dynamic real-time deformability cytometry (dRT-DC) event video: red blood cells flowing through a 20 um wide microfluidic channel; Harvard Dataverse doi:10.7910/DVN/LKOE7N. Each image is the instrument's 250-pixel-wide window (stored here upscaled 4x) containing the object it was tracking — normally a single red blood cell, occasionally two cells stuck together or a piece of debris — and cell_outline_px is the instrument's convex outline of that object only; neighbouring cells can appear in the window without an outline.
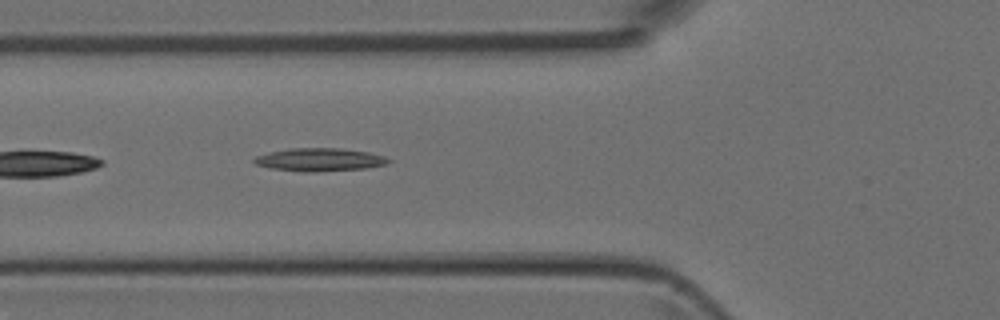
{"species": "Egyptian fruit bat (a non-hibernating species)", "species_latin": "Rousettus aegyptiacus", "temperature_condition": "room temperature", "stored_images_in_passage": 35, "camera_frame_rate_fps": 3000, "um_per_image_px": 0.085, "animal": {"sex": "female"}, "frame": {"image": 1, "passage_image": 4, "time_ms": 1.0, "image_size_px": [1000, 320], "cell_outline_px": [[392, 160], [388, 164], [364, 168], [308, 172], [304, 172], [272, 168], [256, 164], [252, 160], [256, 156], [272, 152], [292, 148], [340, 148], [368, 152], [384, 156]], "centroid_in_image_um": [27.2, 13.57], "position_along_channel_um": 98.6, "area_um2": 17.74}}
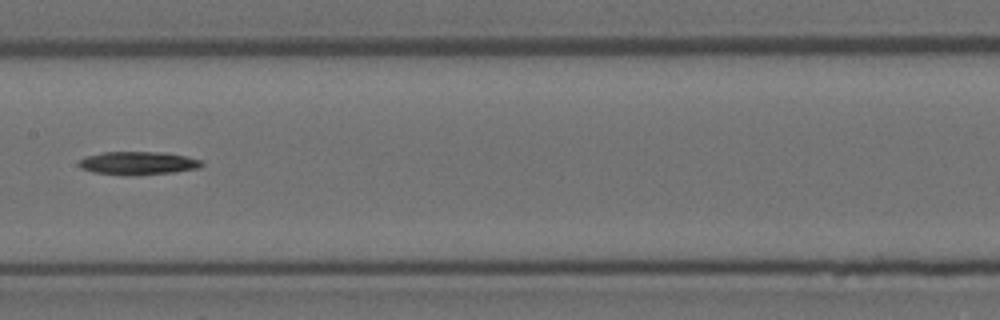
{"frame": {"image": 2, "passage_image": 11, "time_ms": 3.333, "image_size_px": [1000, 320], "cell_outline_px": [[204, 164], [200, 168], [172, 172], [96, 172], [80, 168], [80, 160], [88, 156], [104, 152], [164, 152], [184, 156], [200, 160]], "centroid_in_image_um": [11.8, 13.81], "position_along_channel_um": 195.6, "area_um2": 15.26}}
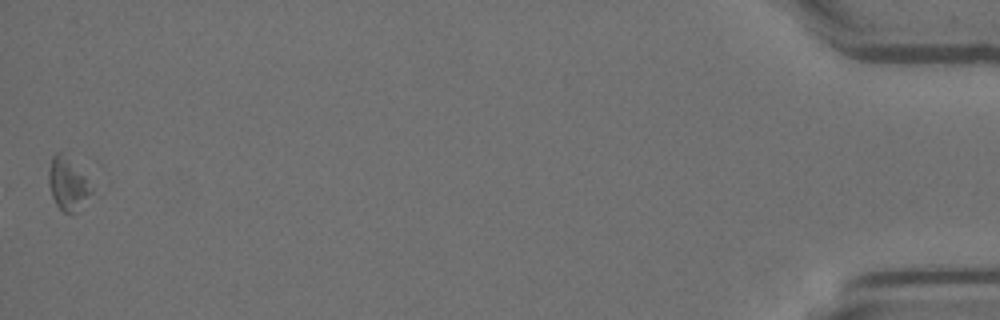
{"frame": {"image": 3, "passage_image": 35, "time_ms": 11.333, "image_size_px": [1000, 320], "cell_outline_px": [[92, 192], [72, 212], [64, 212], [56, 204], [52, 196], [48, 184], [48, 172], [52, 156], [56, 152], [64, 148], [84, 176], [92, 188]], "centroid_in_image_um": [5.7, 15.49], "position_along_channel_um": 429.5, "area_um2": 12.95}}